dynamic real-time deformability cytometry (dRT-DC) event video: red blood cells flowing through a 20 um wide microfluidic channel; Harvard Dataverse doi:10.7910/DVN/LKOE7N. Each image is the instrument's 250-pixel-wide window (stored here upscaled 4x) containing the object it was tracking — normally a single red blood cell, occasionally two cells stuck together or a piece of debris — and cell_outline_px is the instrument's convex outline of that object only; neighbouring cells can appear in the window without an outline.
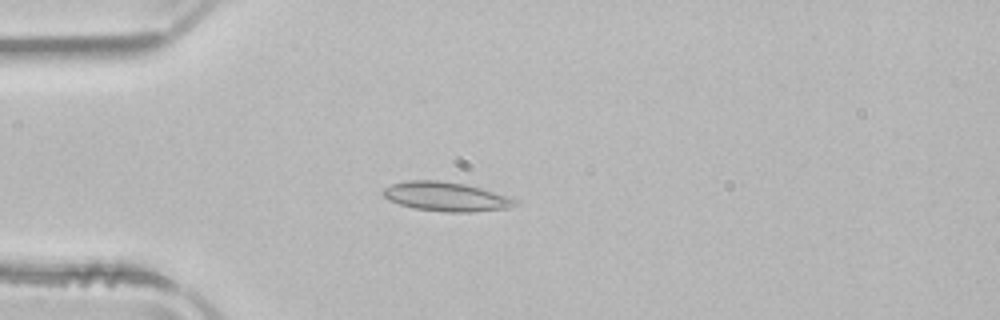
{"species": "common noctule bat (a hibernating species)", "species_latin": "Nyctalus noctula", "temperature_condition": "room temperature", "stored_images_in_passage": 39, "camera_frame_rate_fps": 3000, "um_per_image_px": 0.085, "animal": {"sex": "male", "body_mass_g": 21.5, "forearm_length_mm": 52.0}, "frame": {"image": 1, "passage_image": 13, "time_ms": 4.0, "image_size_px": [1000, 320], "cell_outline_px": [[520, 200], [516, 204], [508, 208], [472, 212], [448, 212], [416, 208], [400, 204], [388, 200], [380, 192], [384, 188], [392, 184], [404, 180], [440, 180], [464, 184], [480, 188]], "centroid_in_image_um": [37.89, 16.7], "position_along_channel_um": 47.1, "area_um2": 22.37}}
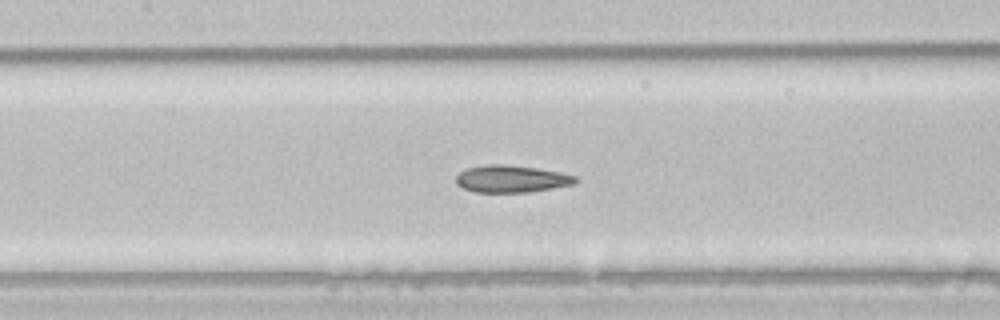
{"frame": {"image": 2, "passage_image": 23, "time_ms": 7.333, "image_size_px": [1000, 320], "cell_outline_px": [[580, 180], [576, 184], [528, 192], [476, 192], [464, 188], [456, 184], [456, 176], [460, 172], [468, 168], [484, 164], [500, 164], [536, 168], [560, 172], [576, 176]], "centroid_in_image_um": [43.5, 15.2], "position_along_channel_um": 163.9, "area_um2": 18.9}}
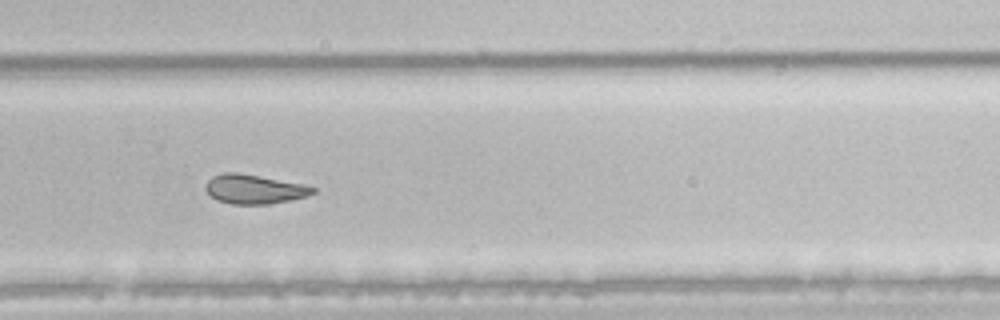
{"frame": {"image": 3, "passage_image": 34, "time_ms": 11.0, "image_size_px": [1000, 320], "cell_outline_px": [[316, 192], [308, 196], [268, 204], [232, 204], [216, 200], [204, 188], [204, 184], [212, 176], [224, 172], [236, 172], [304, 184], [316, 188]], "centroid_in_image_um": [21.59, 16.07], "position_along_channel_um": 308.2, "area_um2": 18.26}, "authors_computed_cell_mechanics": {"area_um2": 19.363, "velocity_mm_per_s": 3.9481, "shape_relaxation_time_tau1_ms": null, "shape_relaxation_time_tau2_ms": 3.2151, "deformation_change_tau1": null, "deformation_change_tau2": 0.0682}}